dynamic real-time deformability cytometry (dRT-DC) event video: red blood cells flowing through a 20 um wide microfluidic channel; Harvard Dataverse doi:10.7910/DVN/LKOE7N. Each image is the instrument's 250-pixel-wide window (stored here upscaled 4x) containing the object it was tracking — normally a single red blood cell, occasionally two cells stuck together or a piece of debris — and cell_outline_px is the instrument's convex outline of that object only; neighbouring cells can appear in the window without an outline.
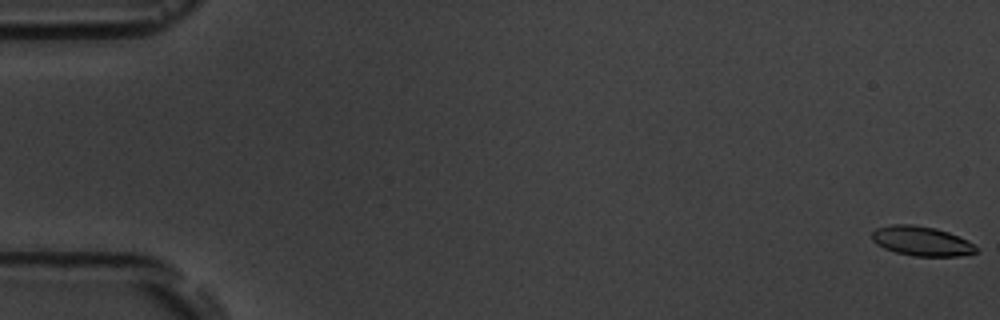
{"species": "common noctule bat (a hibernating species)", "species_latin": "Nyctalus noctula", "temperature_condition": "room temperature", "stored_images_in_passage": 6, "segment_of_instrument_passage": [1, 2], "camera_frame_rate_fps": 3000, "um_per_image_px": 0.085, "animal": {"sex": "male", "body_mass_g": 19.5, "forearm_length_mm": 54.6}, "frame": {"image": 1, "passage_image": 1, "time_ms": 0.0, "image_size_px": [1000, 320], "cell_outline_px": [[976, 252], [960, 256], [912, 256], [896, 252], [884, 248], [876, 244], [872, 240], [872, 232], [876, 228], [892, 224], [912, 224], [936, 228], [948, 232], [968, 240], [976, 248]], "centroid_in_image_um": [78.3, 20.48], "position_along_channel_um": 6.7, "area_um2": 17.92}}
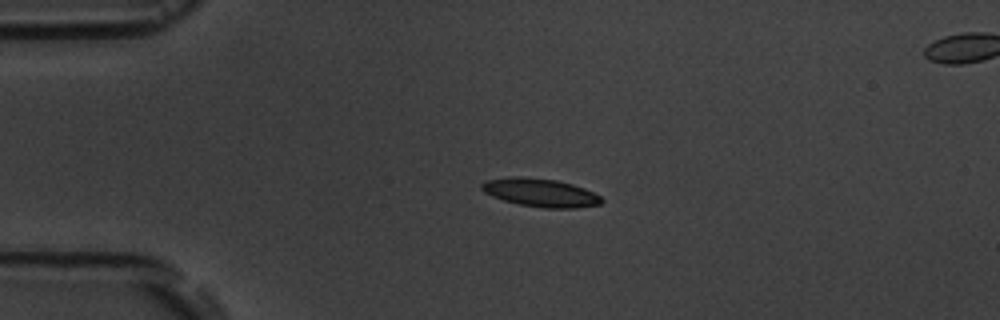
{"frame": {"image": 2, "passage_image": 4, "time_ms": 4.333, "image_size_px": [1000, 320], "cell_outline_px": [[604, 200], [600, 204], [576, 208], [544, 208], [520, 204], [504, 200], [492, 196], [484, 192], [480, 188], [480, 184], [484, 180], [508, 176], [524, 176], [556, 180], [572, 184], [584, 188], [600, 196]], "centroid_in_image_um": [45.89, 16.36], "position_along_channel_um": 39.1, "area_um2": 19.88}}